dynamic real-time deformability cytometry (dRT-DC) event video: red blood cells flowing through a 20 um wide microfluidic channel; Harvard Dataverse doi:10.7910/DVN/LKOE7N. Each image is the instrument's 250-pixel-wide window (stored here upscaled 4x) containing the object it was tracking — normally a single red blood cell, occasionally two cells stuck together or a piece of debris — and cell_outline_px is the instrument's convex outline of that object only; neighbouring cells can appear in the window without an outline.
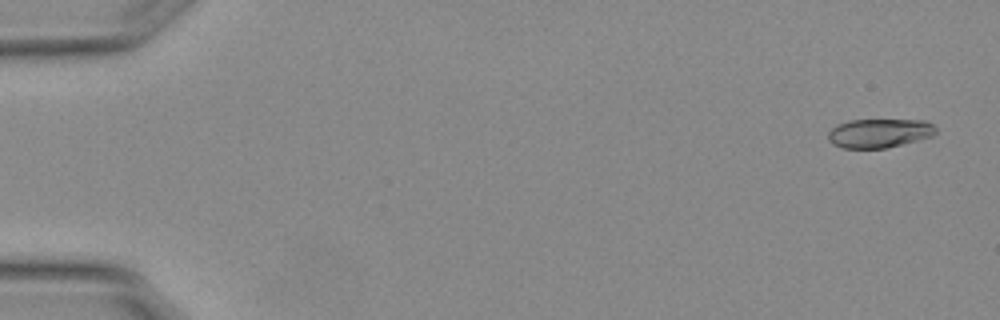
{"species": "Egyptian fruit bat (a non-hibernating species)", "species_latin": "Rousettus aegyptiacus", "temperature_condition": "warm", "stored_images_in_passage": 53, "camera_frame_rate_fps": 3000, "um_per_image_px": 0.085, "animal": {"sex": "female"}, "frame": {"image": 1, "passage_image": 3, "time_ms": 0.667, "image_size_px": [1000, 320], "cell_outline_px": [[936, 132], [932, 136], [884, 148], [844, 148], [832, 144], [828, 140], [828, 132], [832, 128], [840, 124], [852, 120], [924, 120], [932, 124], [936, 128]], "centroid_in_image_um": [74.73, 11.32], "position_along_channel_um": 10.3, "area_um2": 17.92}}
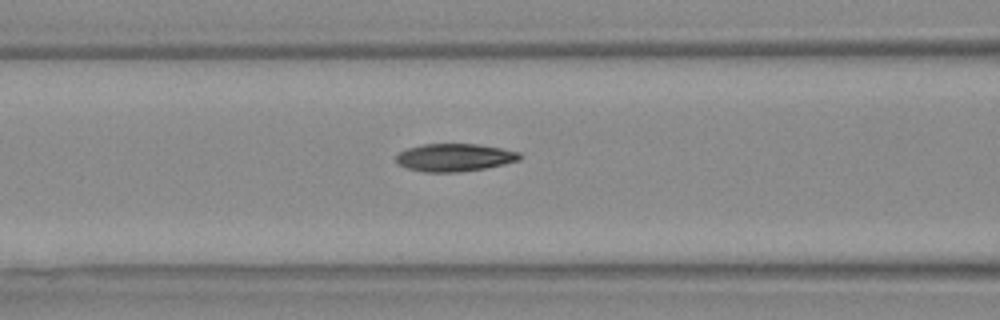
{"frame": {"image": 2, "passage_image": 24, "time_ms": 7.667, "image_size_px": [1000, 320], "cell_outline_px": [[520, 160], [504, 164], [484, 168], [452, 172], [428, 172], [408, 168], [400, 164], [396, 160], [396, 156], [400, 152], [408, 148], [424, 144], [480, 144], [520, 152]], "centroid_in_image_um": [38.66, 13.37], "position_along_channel_um": 127.9, "area_um2": 19.65}}
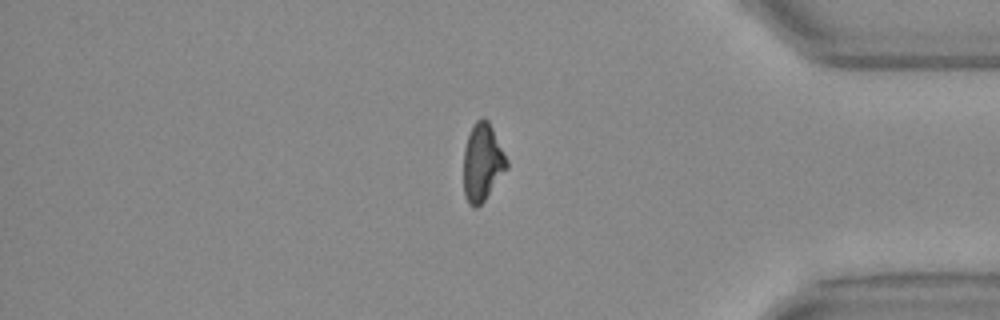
{"frame": {"image": 3, "passage_image": 47, "time_ms": 15.333, "image_size_px": [1000, 320], "cell_outline_px": [[508, 168], [484, 200], [476, 208], [472, 208], [468, 204], [464, 196], [464, 148], [472, 124], [480, 116], [488, 120], [508, 160]], "centroid_in_image_um": [40.99, 13.8], "position_along_channel_um": 394.2, "area_um2": 19.59}, "authors_computed_cell_mechanics": {"area_um2": 19.7098, "velocity_mm_per_s": 3.7939, "shape_relaxation_time_tau1_ms": 5.7693, "shape_relaxation_time_tau2_ms": 3.6191, "deformation_change_tau1": 0.1803, "deformation_change_tau2": 0.1034}}